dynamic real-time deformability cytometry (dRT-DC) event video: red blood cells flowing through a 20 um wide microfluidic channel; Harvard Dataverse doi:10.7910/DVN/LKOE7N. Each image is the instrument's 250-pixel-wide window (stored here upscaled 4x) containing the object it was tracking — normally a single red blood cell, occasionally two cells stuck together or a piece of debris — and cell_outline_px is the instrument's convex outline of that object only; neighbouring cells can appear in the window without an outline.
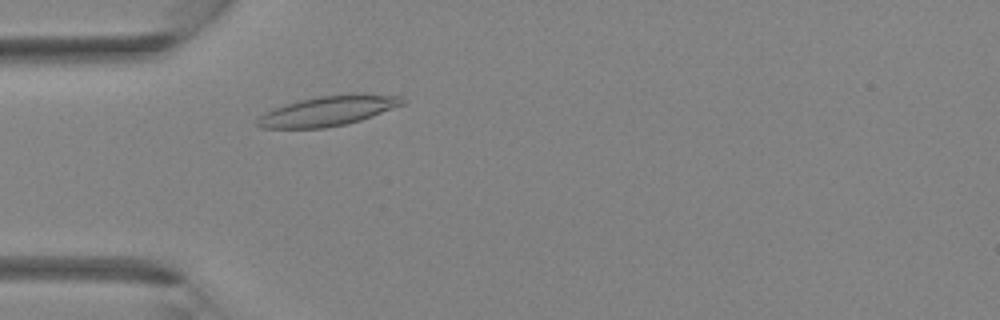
{"species": "Egyptian fruit bat (a non-hibernating species)", "species_latin": "Rousettus aegyptiacus", "temperature_condition": "room temperature", "stored_images_in_passage": 27, "camera_frame_rate_fps": 3000, "um_per_image_px": 0.085, "animal": {"sex": "female"}, "frame": {"image": 1, "passage_image": 1, "time_ms": 0.0, "image_size_px": [1000, 320], "cell_outline_px": [[404, 104], [372, 116], [360, 120], [344, 124], [324, 128], [260, 128], [256, 124], [256, 120], [260, 116], [284, 104], [316, 96], [348, 92], [364, 92], [404, 96]], "centroid_in_image_um": [27.96, 9.38], "position_along_channel_um": 57.0, "area_um2": 25.66}}
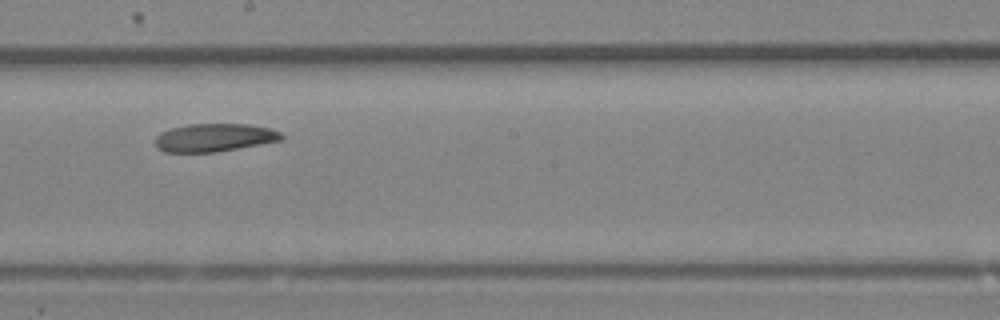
{"frame": {"image": 2, "passage_image": 11, "time_ms": 3.333, "image_size_px": [1000, 320], "cell_outline_px": [[284, 140], [216, 152], [164, 152], [156, 148], [156, 136], [160, 132], [172, 128], [188, 124], [248, 124], [272, 128], [280, 132], [284, 136]], "centroid_in_image_um": [18.25, 11.69], "position_along_channel_um": 230.0, "area_um2": 20.81}}
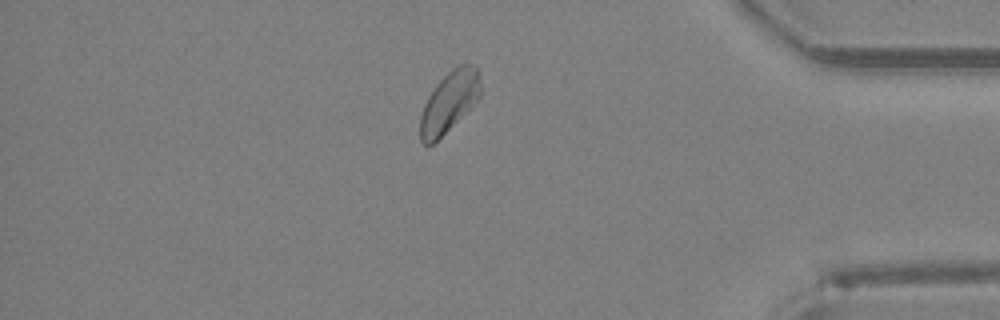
{"frame": {"image": 3, "passage_image": 22, "time_ms": 7.0, "image_size_px": [1000, 320], "cell_outline_px": [[480, 96], [428, 148], [420, 140], [420, 116], [424, 104], [428, 96], [436, 84], [452, 68], [460, 64], [476, 64], [480, 72]], "centroid_in_image_um": [38.17, 8.61], "position_along_channel_um": 397.0, "area_um2": 20.92}}